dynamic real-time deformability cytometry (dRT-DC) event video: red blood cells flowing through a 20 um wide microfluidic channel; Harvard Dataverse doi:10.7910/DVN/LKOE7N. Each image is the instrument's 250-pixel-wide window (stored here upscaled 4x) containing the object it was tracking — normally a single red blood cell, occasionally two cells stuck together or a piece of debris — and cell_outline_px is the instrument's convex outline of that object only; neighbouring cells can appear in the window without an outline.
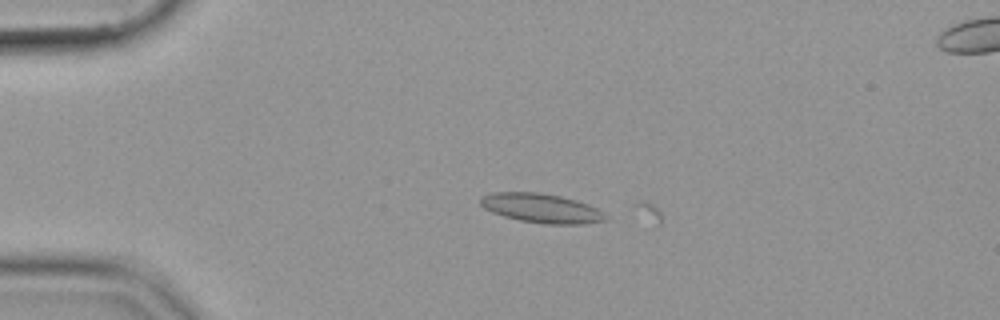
{"species": "common noctule bat (a hibernating species)", "species_latin": "Nyctalus noctula", "temperature_condition": "cold", "stored_images_in_passage": 6, "camera_frame_rate_fps": 3000, "um_per_image_px": 0.085, "animal": {"sex": "female", "body_mass_g": 19.9}, "frame": {"image": 1, "passage_image": 5, "time_ms": 1.333, "image_size_px": [1000, 320], "cell_outline_px": [[608, 216], [604, 220], [584, 224], [544, 224], [520, 220], [504, 216], [492, 212], [484, 208], [480, 204], [480, 196], [492, 192], [540, 192], [560, 196], [576, 200], [588, 204], [604, 212]], "centroid_in_image_um": [46.0, 17.69], "position_along_channel_um": 39.0, "area_um2": 21.39}}